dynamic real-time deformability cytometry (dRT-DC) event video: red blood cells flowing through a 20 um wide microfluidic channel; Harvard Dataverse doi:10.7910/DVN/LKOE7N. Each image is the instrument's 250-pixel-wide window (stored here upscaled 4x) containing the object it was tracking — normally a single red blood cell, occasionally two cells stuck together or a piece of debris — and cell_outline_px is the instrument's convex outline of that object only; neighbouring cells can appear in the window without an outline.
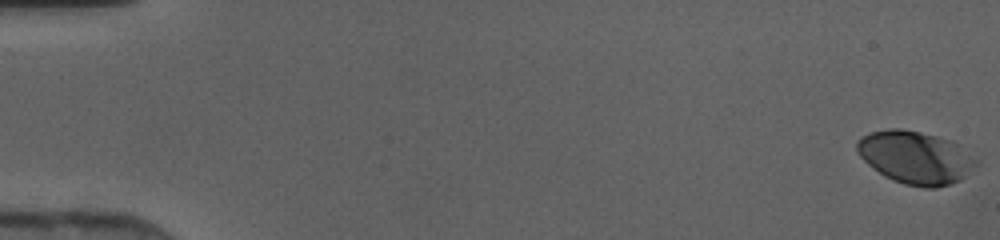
{"species": "human", "species_latin": "Homo sapiens", "temperature_condition": "cold", "stored_images_in_passage": 16, "camera_frame_rate_fps": 3000, "um_per_image_px": 0.085, "donor": {"sex": "female"}, "frame": {"image": 1, "passage_image": 1, "time_ms": 0.0, "image_size_px": [1000, 240], "cell_outline_px": [[980, 164], [960, 180], [952, 184], [936, 188], [924, 188], [904, 184], [892, 180], [884, 176], [868, 164], [860, 156], [856, 148], [856, 140], [860, 136], [872, 132], [888, 128], [900, 128], [920, 132], [952, 140], [960, 144], [980, 160]], "centroid_in_image_um": [77.87, 13.38], "position_along_channel_um": 7.1, "area_um2": 37.28}}
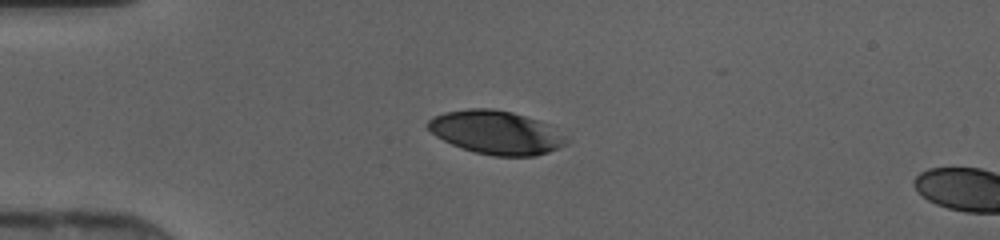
{"frame": {"image": 2, "passage_image": 13, "time_ms": 4.0, "image_size_px": [1000, 240], "cell_outline_px": [[568, 144], [548, 152], [536, 156], [496, 156], [476, 152], [452, 144], [436, 136], [424, 124], [432, 116], [444, 112], [468, 108], [492, 108], [512, 112], [540, 120], [548, 124], [564, 136], [568, 140]], "centroid_in_image_um": [42.16, 11.24], "position_along_channel_um": 42.8, "area_um2": 35.14}}